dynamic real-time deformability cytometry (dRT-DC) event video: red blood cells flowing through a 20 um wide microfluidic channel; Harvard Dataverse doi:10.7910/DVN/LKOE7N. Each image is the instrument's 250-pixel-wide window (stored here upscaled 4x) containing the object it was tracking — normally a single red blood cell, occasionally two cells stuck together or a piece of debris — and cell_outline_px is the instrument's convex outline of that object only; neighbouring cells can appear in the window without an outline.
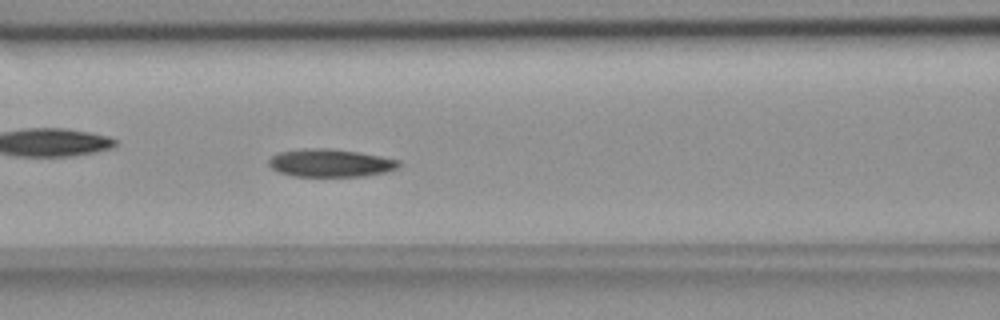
{"species": "common noctule bat (a hibernating species)", "species_latin": "Nyctalus noctula", "temperature_condition": "room temperature", "stored_images_in_passage": 55, "camera_frame_rate_fps": 3000, "um_per_image_px": 0.085, "animal": {"sex": "female", "body_mass_g": 18.4}, "frame": {"image": 1, "passage_image": 23, "time_ms": 7.333, "image_size_px": [1000, 320], "cell_outline_px": [[400, 164], [396, 168], [384, 172], [364, 176], [292, 176], [280, 172], [272, 168], [268, 164], [268, 160], [272, 156], [280, 152], [316, 148], [356, 152], [380, 156], [400, 160]], "centroid_in_image_um": [28.08, 13.87], "position_along_channel_um": 138.5, "area_um2": 20.58}}
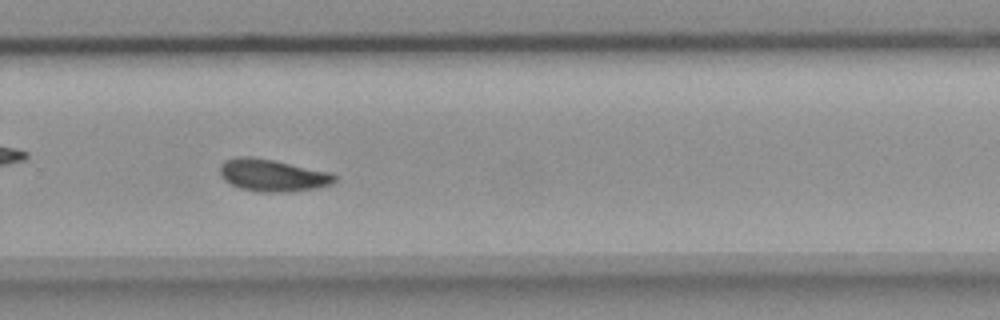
{"frame": {"image": 2, "passage_image": 37, "time_ms": 12.0, "image_size_px": [1000, 320], "cell_outline_px": [[336, 180], [332, 184], [316, 188], [292, 192], [256, 192], [240, 188], [224, 180], [220, 172], [220, 164], [224, 160], [236, 156], [252, 156], [276, 160], [332, 172], [336, 176]], "centroid_in_image_um": [23.18, 14.89], "position_along_channel_um": 306.6, "area_um2": 21.96}}
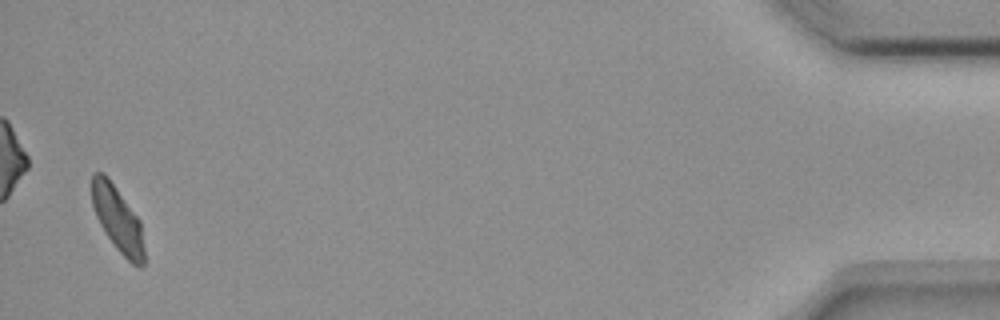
{"frame": {"image": 3, "passage_image": 54, "time_ms": 17.667, "image_size_px": [1000, 320], "cell_outline_px": [[144, 264], [140, 268], [132, 264], [116, 248], [104, 232], [96, 216], [92, 204], [92, 172], [104, 172], [108, 176], [140, 220], [144, 248]], "centroid_in_image_um": [10.0, 18.62], "position_along_channel_um": 425.2, "area_um2": 20.0}, "authors_computed_cell_mechanics": {"area_um2": 20.8658, "velocity_mm_per_s": 3.6144, "shape_relaxation_time_tau1_ms": 3.1533, "shape_relaxation_time_tau2_ms": 4.1548, "deformation_change_tau1": 0.1192, "deformation_change_tau2": 0.0969}}